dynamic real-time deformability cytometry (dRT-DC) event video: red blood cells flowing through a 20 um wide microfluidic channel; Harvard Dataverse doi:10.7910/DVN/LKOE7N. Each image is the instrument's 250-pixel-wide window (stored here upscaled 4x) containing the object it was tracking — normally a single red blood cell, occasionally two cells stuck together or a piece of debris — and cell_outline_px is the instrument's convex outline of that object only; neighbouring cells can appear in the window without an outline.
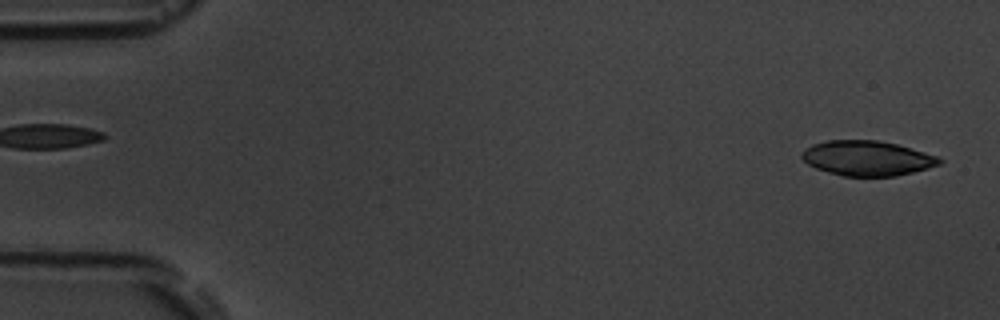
{"species": "common noctule bat (a hibernating species)", "species_latin": "Nyctalus noctula", "temperature_condition": "room temperature", "stored_images_in_passage": 4, "camera_frame_rate_fps": 3000, "um_per_image_px": 0.085, "animal": {"sex": "male", "body_mass_g": 19.5, "forearm_length_mm": 54.6}, "frame": {"image": 1, "passage_image": 1, "time_ms": 0.0, "image_size_px": [1000, 320], "cell_outline_px": [[944, 160], [940, 164], [928, 168], [896, 176], [844, 176], [828, 172], [816, 168], [808, 164], [800, 156], [800, 152], [812, 144], [828, 140], [880, 140], [896, 144], [940, 156]], "centroid_in_image_um": [73.72, 13.44], "position_along_channel_um": 11.3, "area_um2": 28.15}}